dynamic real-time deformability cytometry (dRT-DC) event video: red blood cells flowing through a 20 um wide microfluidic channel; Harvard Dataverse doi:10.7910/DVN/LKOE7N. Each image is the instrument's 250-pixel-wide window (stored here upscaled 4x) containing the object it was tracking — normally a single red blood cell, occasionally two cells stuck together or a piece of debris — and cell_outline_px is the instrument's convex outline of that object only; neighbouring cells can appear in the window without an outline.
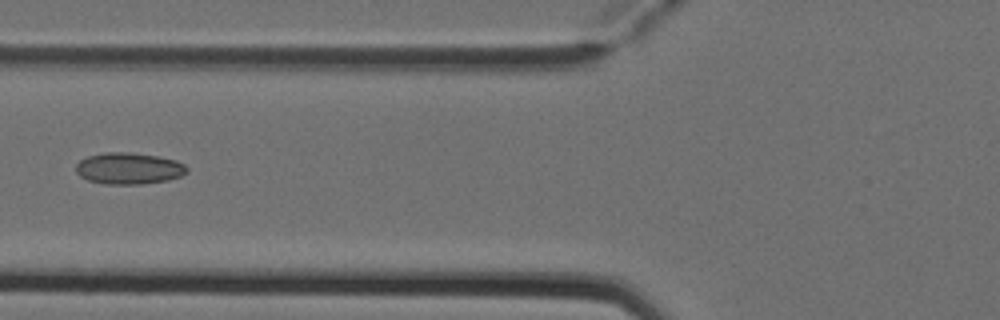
{"species": "Egyptian fruit bat (a non-hibernating species)", "species_latin": "Rousettus aegyptiacus", "temperature_condition": "cold", "stored_images_in_passage": 6, "camera_frame_rate_fps": 3000, "um_per_image_px": 0.085, "animal": {"sex": "female"}, "frame": {"image": 1, "passage_image": 5, "time_ms": 1.333, "image_size_px": [1000, 320], "cell_outline_px": [[188, 172], [180, 176], [168, 180], [140, 184], [104, 184], [88, 180], [80, 176], [76, 172], [76, 164], [80, 160], [88, 156], [104, 152], [128, 152], [156, 156], [176, 160], [184, 164], [188, 168]], "centroid_in_image_um": [10.94, 14.31], "position_along_channel_um": 114.9, "area_um2": 20.4}}
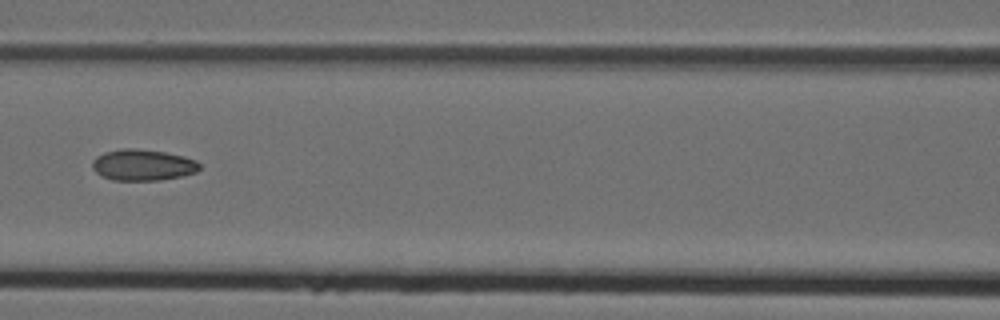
{"frame": {"image": 2, "passage_image": 6, "time_ms": 1.667, "image_size_px": [1000, 320], "cell_outline_px": [[200, 168], [196, 172], [184, 176], [160, 180], [112, 180], [100, 176], [92, 168], [92, 160], [96, 156], [104, 152], [120, 148], [136, 148], [164, 152], [184, 156], [196, 160], [200, 164]], "centroid_in_image_um": [12.12, 14.02], "position_along_channel_um": 154.5, "area_um2": 19.77}}